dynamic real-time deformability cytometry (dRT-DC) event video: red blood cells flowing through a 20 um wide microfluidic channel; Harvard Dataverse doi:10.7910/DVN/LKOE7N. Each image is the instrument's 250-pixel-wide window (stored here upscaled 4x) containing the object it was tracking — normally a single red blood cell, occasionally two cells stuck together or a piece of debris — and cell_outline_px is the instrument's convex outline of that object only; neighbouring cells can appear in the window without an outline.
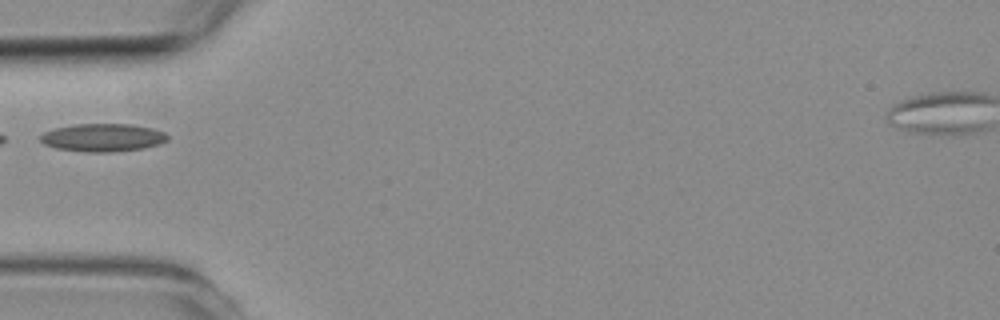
{"species": "common noctule bat (a hibernating species)", "species_latin": "Nyctalus noctula", "temperature_condition": "room temperature", "stored_images_in_passage": 4, "camera_frame_rate_fps": 3000, "um_per_image_px": 0.085, "animal": {"sex": "female", "body_mass_g": 19.3, "forearm_length_mm": 54.1}, "frame": {"image": 1, "passage_image": 2, "time_ms": 1.333, "image_size_px": [1000, 320], "cell_outline_px": [[168, 140], [160, 144], [144, 148], [112, 152], [84, 152], [56, 148], [44, 144], [40, 140], [40, 136], [44, 132], [56, 128], [76, 124], [132, 124], [152, 128], [164, 132], [168, 136]], "centroid_in_image_um": [8.76, 11.7], "position_along_channel_um": 76.2, "area_um2": 20.75}}
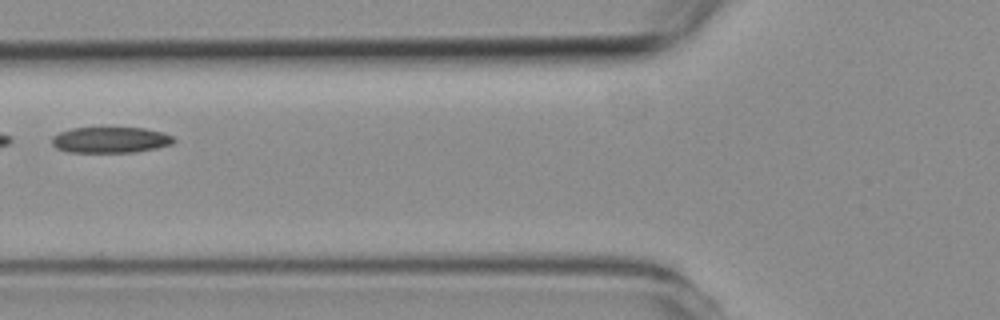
{"frame": {"image": 2, "passage_image": 3, "time_ms": 2.333, "image_size_px": [1000, 320], "cell_outline_px": [[176, 140], [172, 144], [156, 148], [136, 152], [68, 152], [56, 148], [52, 144], [52, 136], [60, 132], [72, 128], [144, 128], [164, 132], [172, 136]], "centroid_in_image_um": [9.4, 11.89], "position_along_channel_um": 116.4, "area_um2": 18.44}}
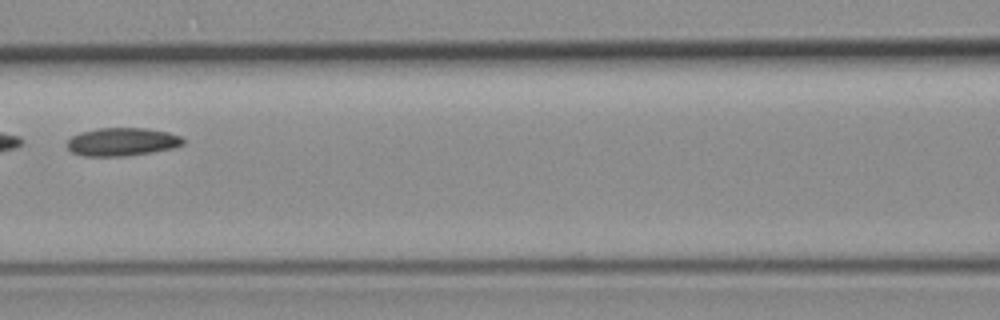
{"frame": {"image": 3, "passage_image": 4, "time_ms": 3.333, "image_size_px": [1000, 320], "cell_outline_px": [[184, 144], [172, 148], [152, 152], [124, 156], [84, 156], [72, 152], [68, 148], [68, 140], [72, 136], [80, 132], [96, 128], [144, 128], [168, 132], [180, 136], [184, 140]], "centroid_in_image_um": [10.37, 12.05], "position_along_channel_um": 156.2, "area_um2": 18.96}}